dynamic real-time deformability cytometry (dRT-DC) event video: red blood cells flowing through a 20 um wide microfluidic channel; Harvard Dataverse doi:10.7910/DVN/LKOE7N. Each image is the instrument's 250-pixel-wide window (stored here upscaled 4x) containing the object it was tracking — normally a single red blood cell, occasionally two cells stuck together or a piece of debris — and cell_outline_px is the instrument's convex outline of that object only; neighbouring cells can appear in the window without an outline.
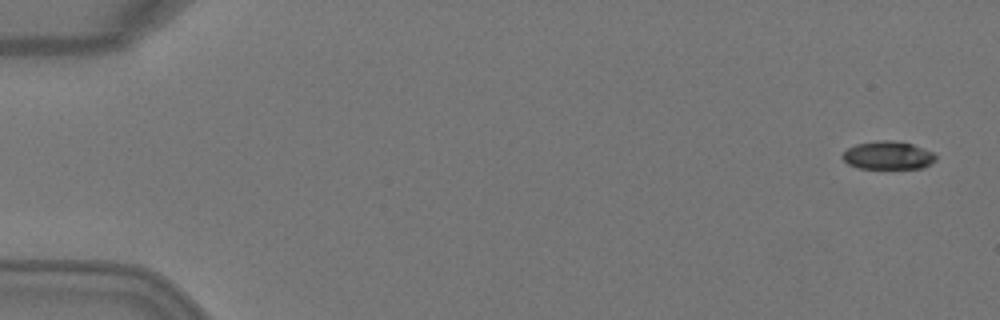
{"species": "Egyptian fruit bat (a non-hibernating species)", "species_latin": "Rousettus aegyptiacus", "temperature_condition": "warm", "stored_images_in_passage": 4, "camera_frame_rate_fps": 3000, "um_per_image_px": 0.085, "animal": {"sex": "female"}, "frame": {"image": 1, "passage_image": 1, "time_ms": 0.0, "image_size_px": [1000, 320], "cell_outline_px": [[936, 160], [924, 168], [860, 168], [848, 164], [840, 156], [848, 148], [856, 144], [876, 140], [892, 140], [912, 144], [932, 152], [936, 156]], "centroid_in_image_um": [75.47, 13.2], "position_along_channel_um": 9.5, "area_um2": 15.26}}
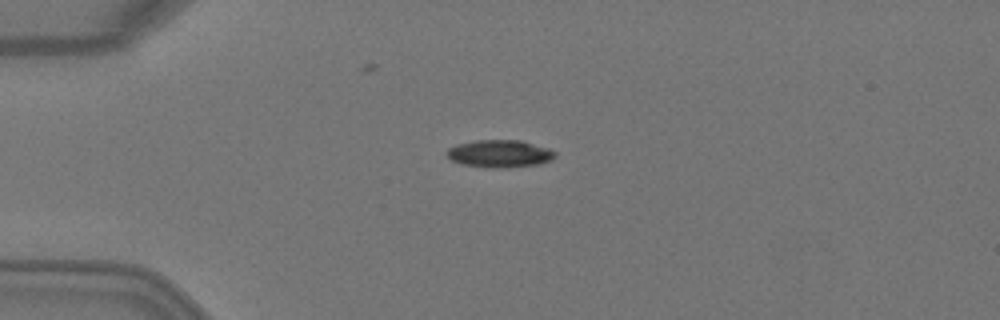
{"frame": {"image": 2, "passage_image": 4, "time_ms": 1.0, "image_size_px": [1000, 320], "cell_outline_px": [[556, 156], [552, 160], [540, 164], [508, 168], [492, 168], [460, 164], [452, 160], [444, 152], [448, 148], [456, 144], [476, 140], [524, 140], [548, 148], [556, 152]], "centroid_in_image_um": [42.49, 13.06], "position_along_channel_um": 42.5, "area_um2": 17.69}}